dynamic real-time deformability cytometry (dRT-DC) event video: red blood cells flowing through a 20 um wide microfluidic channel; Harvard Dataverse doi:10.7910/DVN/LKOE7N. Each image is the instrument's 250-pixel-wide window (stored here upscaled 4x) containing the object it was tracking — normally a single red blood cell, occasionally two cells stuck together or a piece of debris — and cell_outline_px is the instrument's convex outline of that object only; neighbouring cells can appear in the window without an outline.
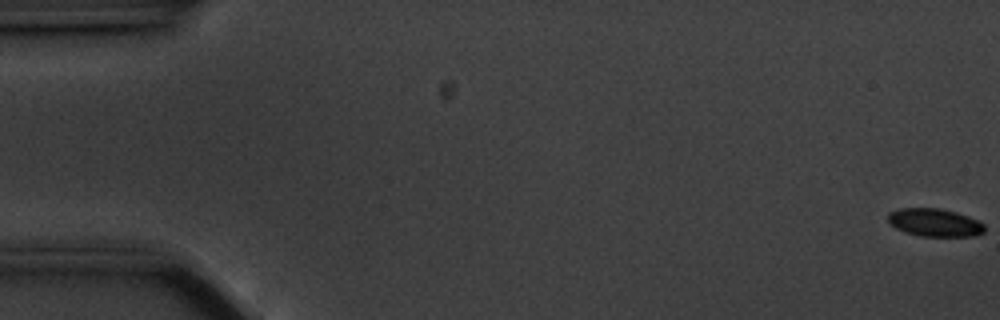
{"species": "common noctule bat (a hibernating species)", "species_latin": "Nyctalus noctula", "temperature_condition": "cold", "stored_images_in_passage": 59, "camera_frame_rate_fps": 3000, "um_per_image_px": 0.085, "animal": {"sex": "male", "body_mass_g": 20.1, "forearm_length_mm": 53.5}, "frame": {"image": 1, "passage_image": 1, "time_ms": 0.0, "image_size_px": [1000, 320], "cell_outline_px": [[984, 232], [972, 236], [920, 236], [904, 232], [896, 228], [888, 220], [888, 212], [900, 208], [940, 208], [956, 212], [968, 216], [984, 224]], "centroid_in_image_um": [79.43, 18.91], "position_along_channel_um": 5.6, "area_um2": 15.66}}
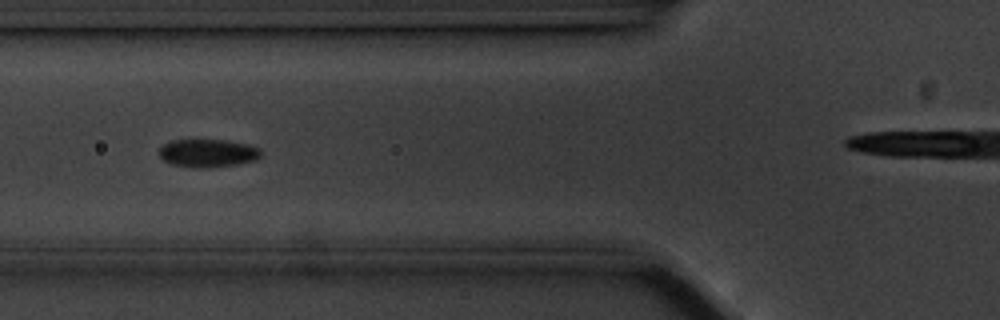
{"frame": {"image": 2, "passage_image": 22, "time_ms": 7.0, "image_size_px": [1000, 320], "cell_outline_px": [[260, 156], [256, 160], [240, 164], [208, 168], [196, 168], [172, 164], [164, 160], [156, 152], [160, 144], [172, 140], [224, 140], [248, 144], [260, 148]], "centroid_in_image_um": [17.62, 13.01], "position_along_channel_um": 108.2, "area_um2": 16.94}}
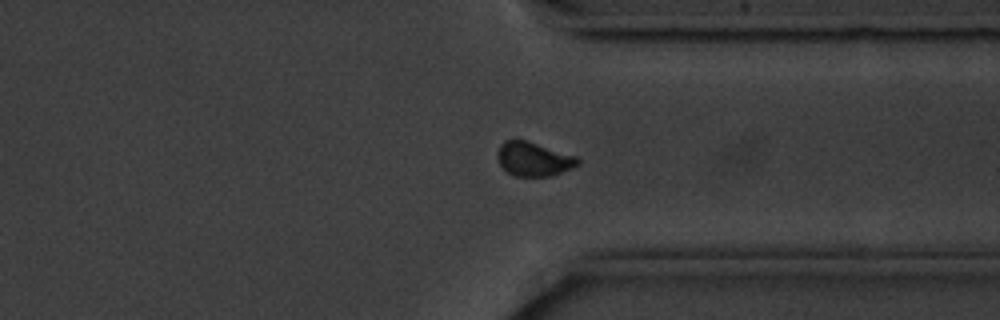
{"frame": {"image": 3, "passage_image": 44, "time_ms": 14.333, "image_size_px": [1000, 320], "cell_outline_px": [[580, 164], [572, 168], [552, 176], [512, 176], [500, 164], [496, 156], [500, 144], [504, 140], [516, 136], [576, 156], [580, 160]], "centroid_in_image_um": [45.33, 13.48], "position_along_channel_um": 366.1, "area_um2": 16.42}, "authors_computed_cell_mechanics": {"area_um2": 16.0684, "velocity_mm_per_s": 3.5161, "shape_relaxation_time_tau1_ms": 4.885, "shape_relaxation_time_tau2_ms": 2.5458, "deformation_change_tau1": 0.1671, "deformation_change_tau2": 0.0532}}